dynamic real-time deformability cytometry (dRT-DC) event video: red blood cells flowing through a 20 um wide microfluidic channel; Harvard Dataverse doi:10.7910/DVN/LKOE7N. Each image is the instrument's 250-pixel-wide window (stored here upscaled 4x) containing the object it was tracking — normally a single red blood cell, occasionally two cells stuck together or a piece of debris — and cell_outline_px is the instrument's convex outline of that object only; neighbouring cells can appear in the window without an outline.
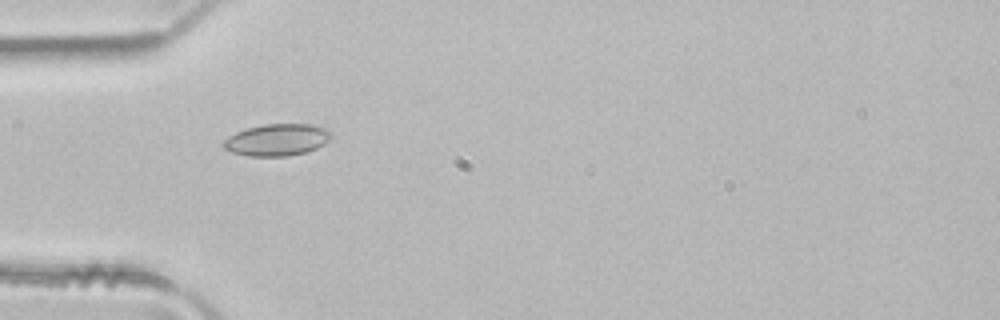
{"species": "common noctule bat (a hibernating species)", "species_latin": "Nyctalus noctula", "temperature_condition": "room temperature", "stored_images_in_passage": 2, "camera_frame_rate_fps": 3000, "um_per_image_px": 0.085, "animal": {"sex": "male", "body_mass_g": 21.5, "forearm_length_mm": 52.0}, "frame": {"image": 1, "passage_image": 1, "time_ms": 0.0, "image_size_px": [1000, 320], "cell_outline_px": [[332, 136], [324, 144], [308, 152], [288, 156], [248, 156], [232, 152], [224, 148], [220, 144], [228, 136], [236, 132], [248, 128], [264, 124], [312, 124], [328, 128], [332, 132]], "centroid_in_image_um": [23.56, 11.88], "position_along_channel_um": 61.4, "area_um2": 20.23}}
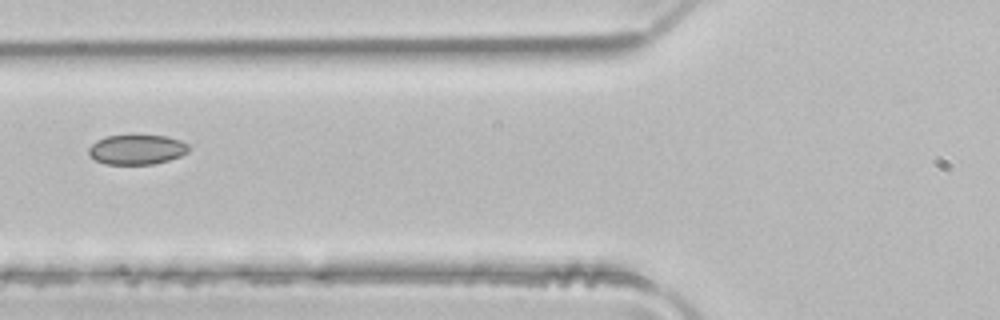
{"frame": {"image": 2, "passage_image": 2, "time_ms": 0.333, "image_size_px": [1000, 320], "cell_outline_px": [[188, 152], [180, 156], [168, 160], [152, 164], [104, 164], [96, 160], [88, 152], [88, 148], [96, 140], [104, 136], [164, 136], [180, 140], [188, 144]], "centroid_in_image_um": [11.61, 12.72], "position_along_channel_um": 114.2, "area_um2": 17.17}}